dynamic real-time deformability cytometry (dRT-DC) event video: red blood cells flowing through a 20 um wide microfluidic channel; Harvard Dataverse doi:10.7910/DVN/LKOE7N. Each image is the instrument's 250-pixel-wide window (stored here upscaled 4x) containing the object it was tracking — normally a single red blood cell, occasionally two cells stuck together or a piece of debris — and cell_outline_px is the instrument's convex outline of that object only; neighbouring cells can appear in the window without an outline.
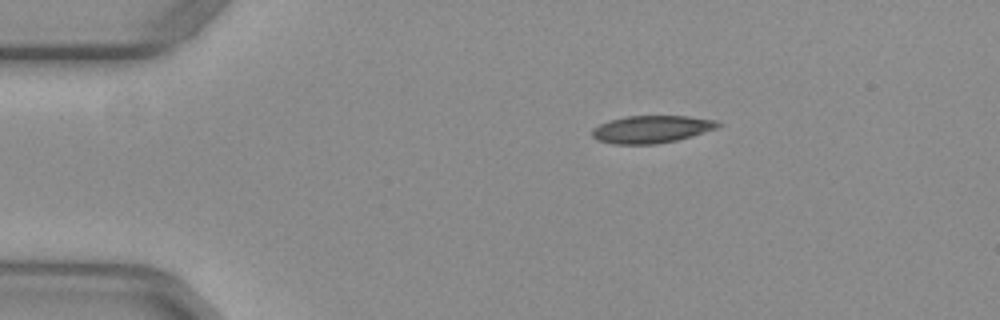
{"species": "common noctule bat (a hibernating species)", "species_latin": "Nyctalus noctula", "temperature_condition": "warm", "stored_images_in_passage": 39, "camera_frame_rate_fps": 3000, "um_per_image_px": 0.085, "animal": {"sex": "female", "body_mass_g": 29.2, "forearm_length_mm": 56.3}, "frame": {"image": 1, "passage_image": 1, "time_ms": 0.0, "image_size_px": [1000, 320], "cell_outline_px": [[724, 124], [716, 128], [692, 136], [676, 140], [656, 144], [612, 144], [596, 140], [592, 136], [592, 128], [608, 120], [624, 116], [688, 116], [716, 120]], "centroid_in_image_um": [55.36, 10.98], "position_along_channel_um": 29.6, "area_um2": 20.29}}
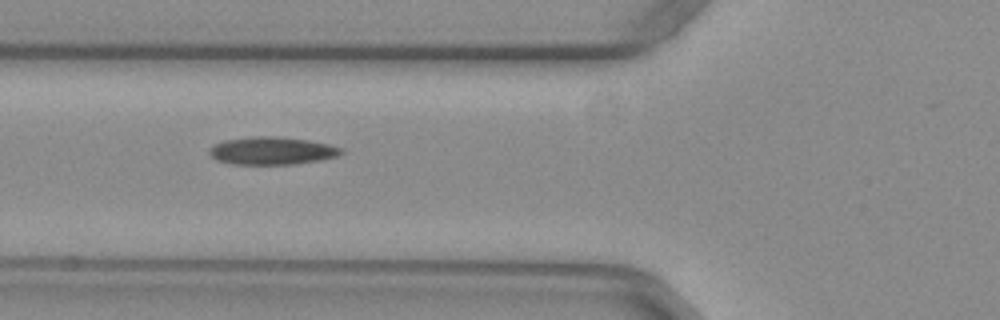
{"frame": {"image": 2, "passage_image": 11, "time_ms": 3.333, "image_size_px": [1000, 320], "cell_outline_px": [[344, 152], [336, 156], [320, 160], [296, 164], [232, 164], [216, 160], [208, 152], [208, 148], [224, 140], [252, 136], [276, 136], [308, 140], [328, 144], [344, 148]], "centroid_in_image_um": [23.11, 12.81], "position_along_channel_um": 102.7, "area_um2": 21.39}}
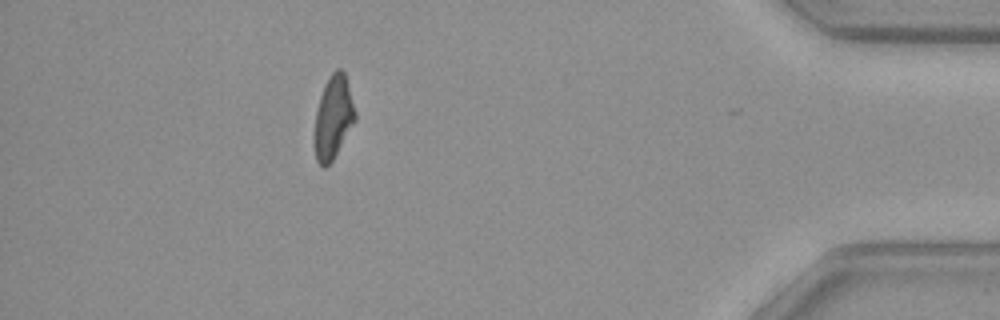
{"frame": {"image": 3, "passage_image": 38, "time_ms": 12.333, "image_size_px": [1000, 320], "cell_outline_px": [[356, 120], [332, 160], [324, 168], [316, 160], [312, 140], [312, 136], [316, 112], [320, 96], [324, 84], [328, 76], [336, 68], [340, 68], [344, 72], [356, 112]], "centroid_in_image_um": [28.29, 9.98], "position_along_channel_um": 406.9, "area_um2": 19.94}, "authors_computed_cell_mechanics": {"area_um2": 20.4034, "velocity_mm_per_s": 3.9703, "shape_relaxation_time_tau1_ms": 8.7987, "shape_relaxation_time_tau2_ms": 4.8066, "deformation_change_tau1": 0.2146, "deformation_change_tau2": 0.1419}}